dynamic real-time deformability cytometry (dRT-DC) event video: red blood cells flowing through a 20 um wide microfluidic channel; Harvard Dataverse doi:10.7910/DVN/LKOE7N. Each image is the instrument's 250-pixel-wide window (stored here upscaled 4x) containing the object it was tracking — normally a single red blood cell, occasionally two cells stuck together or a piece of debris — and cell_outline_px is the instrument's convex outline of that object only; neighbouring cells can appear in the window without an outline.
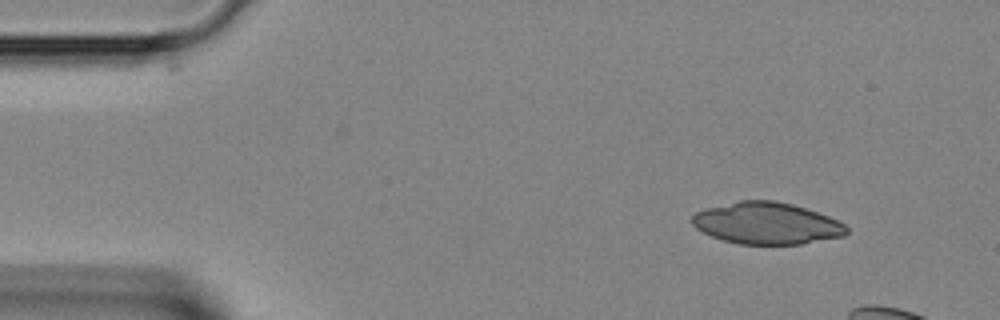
{"species": "Egyptian fruit bat (a non-hibernating species)", "species_latin": "Rousettus aegyptiacus", "temperature_condition": "room temperature", "stored_images_in_passage": 6, "camera_frame_rate_fps": 3000, "um_per_image_px": 0.085, "animal": {"sex": "female"}, "frame": {"image": 1, "passage_image": 3, "time_ms": 0.667, "image_size_px": [1000, 320], "cell_outline_px": [[848, 232], [844, 236], [800, 244], [740, 244], [724, 240], [712, 236], [696, 228], [692, 224], [692, 216], [696, 212], [704, 208], [740, 200], [776, 200], [792, 204], [828, 216], [844, 224], [848, 228]], "centroid_in_image_um": [65.16, 18.97], "position_along_channel_um": 19.8, "area_um2": 37.45}}